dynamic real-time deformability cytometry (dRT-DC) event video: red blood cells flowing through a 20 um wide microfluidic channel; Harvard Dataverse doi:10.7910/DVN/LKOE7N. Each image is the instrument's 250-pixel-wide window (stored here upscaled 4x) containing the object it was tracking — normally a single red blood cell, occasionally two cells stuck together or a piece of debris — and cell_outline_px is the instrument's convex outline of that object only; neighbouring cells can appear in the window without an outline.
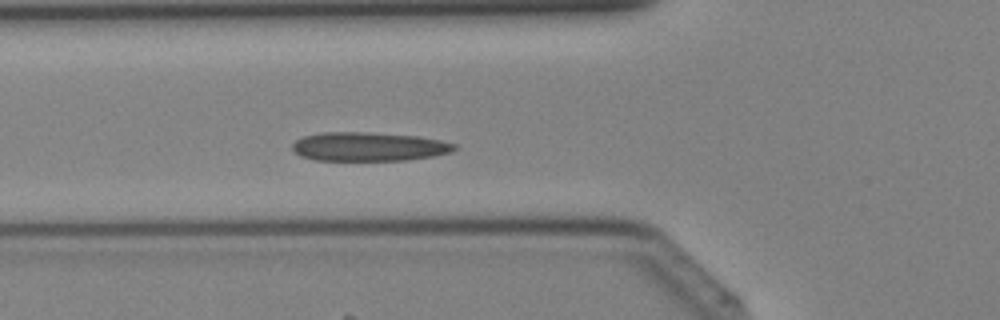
{"species": "Egyptian fruit bat (a non-hibernating species)", "species_latin": "Rousettus aegyptiacus", "temperature_condition": "cold", "stored_images_in_passage": 33, "segment_of_instrument_passage": [1, 2], "camera_frame_rate_fps": 3000, "um_per_image_px": 0.085, "animal": {"sex": "female"}, "frame": {"image": 1, "passage_image": 6, "time_ms": 1.667, "image_size_px": [1000, 320], "cell_outline_px": [[460, 148], [452, 152], [432, 156], [408, 160], [316, 160], [300, 156], [292, 148], [292, 144], [296, 140], [304, 136], [320, 132], [368, 132], [416, 136], [440, 140], [456, 144]], "centroid_in_image_um": [31.37, 12.46], "position_along_channel_um": 94.4, "area_um2": 27.34}}
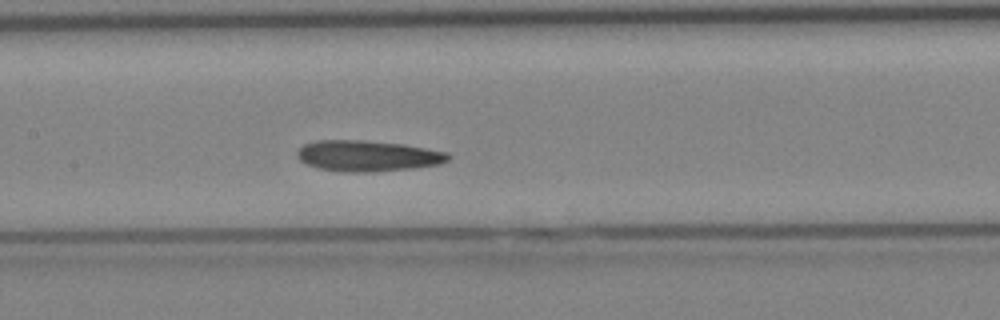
{"frame": {"image": 2, "passage_image": 11, "time_ms": 3.333, "image_size_px": [1000, 320], "cell_outline_px": [[452, 156], [448, 160], [440, 164], [416, 168], [372, 172], [344, 172], [320, 168], [308, 164], [300, 160], [296, 156], [296, 152], [304, 144], [316, 140], [364, 140], [404, 144], [448, 152]], "centroid_in_image_um": [31.28, 13.25], "position_along_channel_um": 176.1, "area_um2": 27.4}}
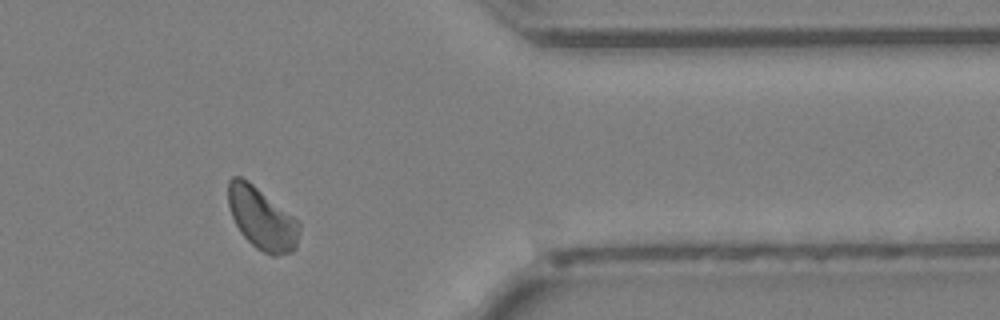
{"frame": {"image": 3, "passage_image": 25, "time_ms": 8.0, "image_size_px": [1000, 320], "cell_outline_px": [[300, 228], [296, 248], [292, 252], [276, 256], [272, 256], [256, 248], [240, 232], [232, 216], [228, 204], [228, 180], [232, 176], [240, 176], [248, 180], [300, 220]], "centroid_in_image_um": [22.28, 18.56], "position_along_channel_um": 389.1, "area_um2": 26.01}}